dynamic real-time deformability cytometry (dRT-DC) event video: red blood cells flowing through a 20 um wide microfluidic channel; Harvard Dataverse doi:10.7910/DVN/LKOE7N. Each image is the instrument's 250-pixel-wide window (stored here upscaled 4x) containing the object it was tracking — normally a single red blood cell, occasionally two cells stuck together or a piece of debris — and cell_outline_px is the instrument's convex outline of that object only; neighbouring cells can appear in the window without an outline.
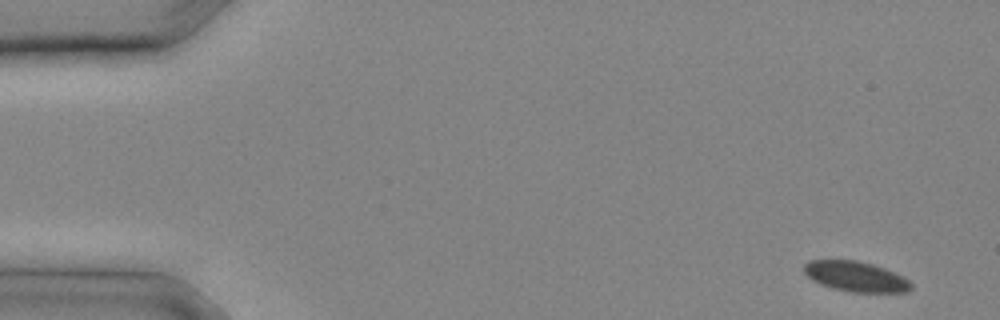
{"species": "common noctule bat (a hibernating species)", "species_latin": "Nyctalus noctula", "temperature_condition": "cold", "stored_images_in_passage": 25, "camera_frame_rate_fps": 3000, "um_per_image_px": 0.085, "animal": {"sex": "male", "body_mass_g": 20.4}, "frame": {"image": 1, "passage_image": 1, "time_ms": 0.0, "image_size_px": [1000, 320], "cell_outline_px": [[912, 288], [908, 292], [848, 292], [832, 288], [820, 284], [812, 280], [804, 272], [804, 264], [808, 260], [856, 260], [872, 264], [884, 268], [908, 280], [912, 284]], "centroid_in_image_um": [72.71, 23.51], "position_along_channel_um": 12.3, "area_um2": 18.79}}
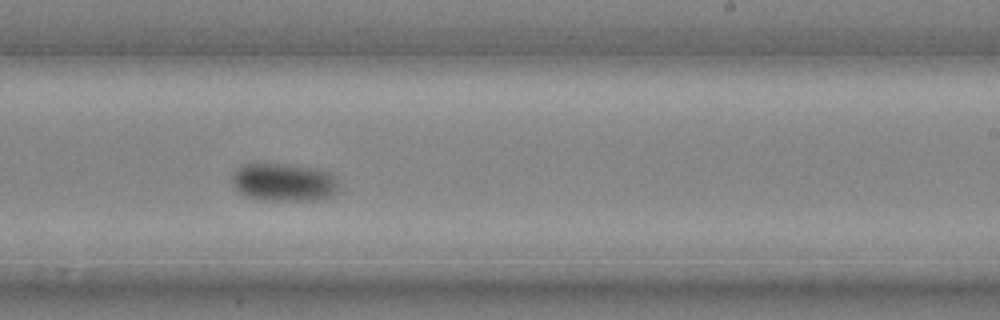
{"frame": {"image": 2, "passage_image": 16, "time_ms": 5.0, "image_size_px": [1000, 320], "cell_outline_px": [[340, 192], [332, 196], [316, 200], [260, 200], [248, 196], [240, 192], [232, 184], [232, 176], [236, 168], [240, 164], [292, 164], [320, 168], [332, 172], [336, 176], [340, 188]], "centroid_in_image_um": [24.21, 15.48], "position_along_channel_um": 264.8, "area_um2": 24.28}}
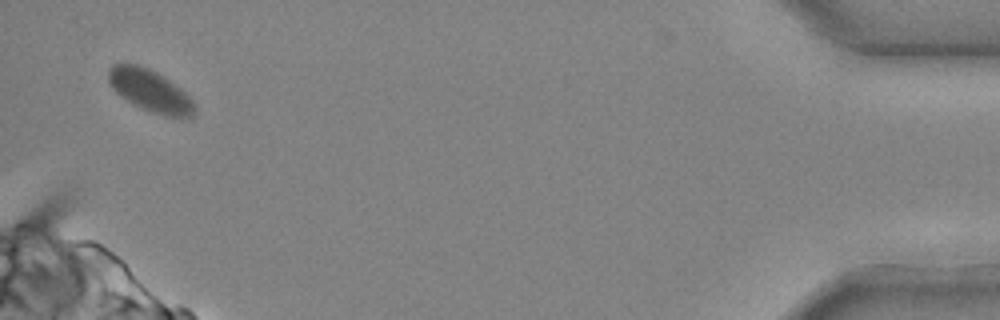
{"frame": {"image": 3, "passage_image": 25, "time_ms": 8.0, "image_size_px": [1000, 320], "cell_outline_px": [[196, 112], [192, 116], [164, 116], [152, 112], [132, 104], [116, 92], [112, 88], [108, 80], [108, 68], [112, 64], [136, 64], [148, 68], [164, 76], [180, 88], [192, 100], [196, 108]], "centroid_in_image_um": [12.74, 7.69], "position_along_channel_um": 422.5, "area_um2": 20.92}}